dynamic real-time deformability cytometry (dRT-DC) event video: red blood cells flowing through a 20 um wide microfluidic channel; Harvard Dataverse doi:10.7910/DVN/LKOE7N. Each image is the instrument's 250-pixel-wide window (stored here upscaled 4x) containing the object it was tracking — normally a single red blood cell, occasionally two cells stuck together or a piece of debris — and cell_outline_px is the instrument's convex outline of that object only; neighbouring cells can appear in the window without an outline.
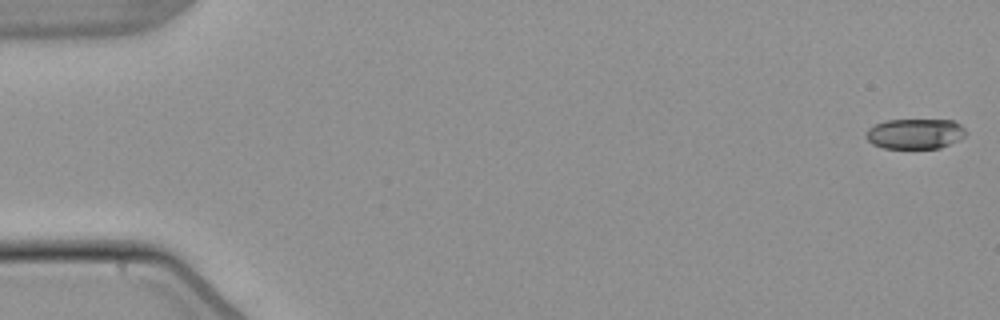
{"species": "common noctule bat (a hibernating species)", "species_latin": "Nyctalus noctula", "temperature_condition": "warm", "stored_images_in_passage": 54, "camera_frame_rate_fps": 3000, "um_per_image_px": 0.085, "animal": {"sex": "male", "body_mass_g": 21.5, "forearm_length_mm": 52.0}, "frame": {"image": 1, "passage_image": 1, "time_ms": 0.0, "image_size_px": [1000, 320], "cell_outline_px": [[968, 132], [960, 140], [940, 148], [884, 148], [872, 144], [864, 136], [868, 128], [876, 124], [888, 120], [952, 120], [960, 124]], "centroid_in_image_um": [77.79, 11.37], "position_along_channel_um": 7.2, "area_um2": 17.69}}
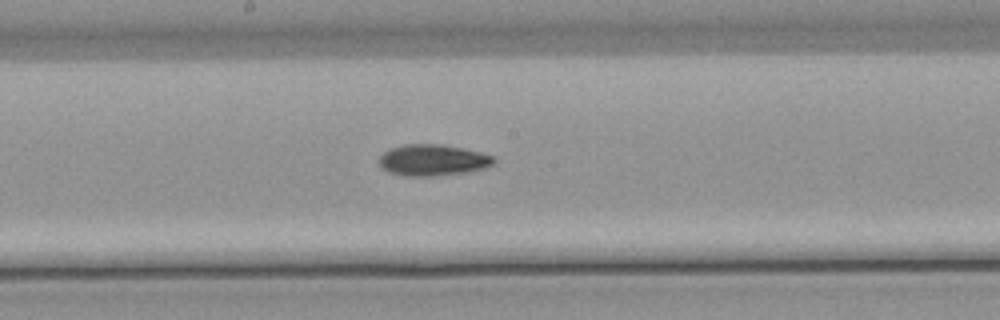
{"frame": {"image": 2, "passage_image": 29, "time_ms": 9.333, "image_size_px": [1000, 320], "cell_outline_px": [[496, 160], [492, 164], [484, 168], [468, 172], [432, 176], [408, 176], [388, 172], [380, 168], [380, 156], [388, 148], [404, 144], [440, 144], [480, 152], [492, 156]], "centroid_in_image_um": [36.75, 13.61], "position_along_channel_um": 211.5, "area_um2": 20.87}}
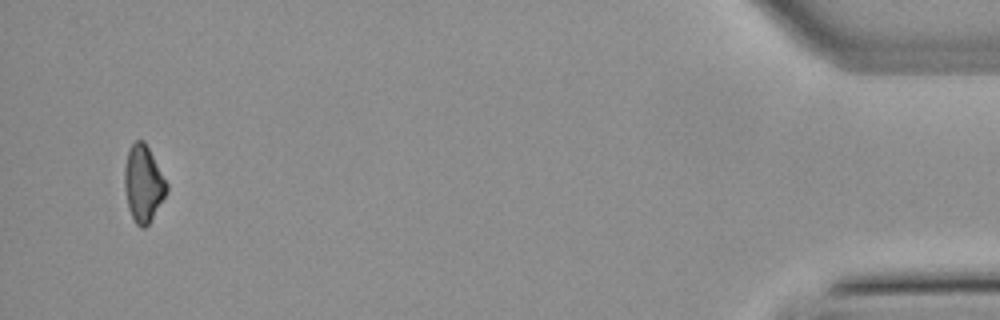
{"frame": {"image": 3, "passage_image": 52, "time_ms": 17.0, "image_size_px": [1000, 320], "cell_outline_px": [[168, 192], [148, 224], [144, 228], [140, 228], [136, 224], [128, 208], [124, 188], [124, 168], [128, 148], [136, 140], [144, 140], [168, 184]], "centroid_in_image_um": [12.17, 15.6], "position_along_channel_um": 423.0, "area_um2": 18.84}, "authors_computed_cell_mechanics": {"area_um2": 19.5075, "velocity_mm_per_s": 3.8404, "shape_relaxation_time_tau1_ms": 8.1778, "shape_relaxation_time_tau2_ms": null, "deformation_change_tau1": 0.1696, "deformation_change_tau2": null}}